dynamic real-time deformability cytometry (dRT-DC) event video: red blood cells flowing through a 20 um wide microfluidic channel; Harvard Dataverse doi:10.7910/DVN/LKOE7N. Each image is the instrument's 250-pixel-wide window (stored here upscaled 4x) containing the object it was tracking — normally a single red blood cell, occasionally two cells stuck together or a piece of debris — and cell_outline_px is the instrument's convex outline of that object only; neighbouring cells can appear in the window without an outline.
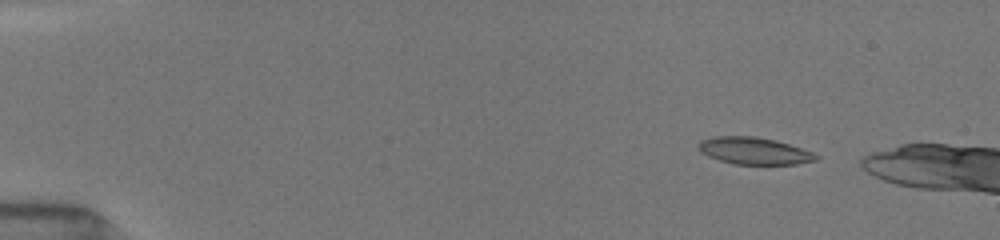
{"species": "common noctule bat (a hibernating species)", "species_latin": "Nyctalus noctula", "temperature_condition": "room temperature", "stored_images_in_passage": 6, "camera_frame_rate_fps": 3000, "um_per_image_px": 0.085, "animal": {"sex": "female", "body_mass_g": 19.5, "forearm_length_mm": 54.1}, "frame": {"image": 1, "passage_image": 3, "time_ms": 1.667, "image_size_px": [1000, 240], "cell_outline_px": [[820, 156], [816, 160], [796, 164], [732, 164], [708, 156], [700, 152], [696, 144], [700, 140], [716, 136], [756, 136], [776, 140], [812, 152]], "centroid_in_image_um": [64.06, 12.82], "position_along_channel_um": 20.9, "area_um2": 18.55}}